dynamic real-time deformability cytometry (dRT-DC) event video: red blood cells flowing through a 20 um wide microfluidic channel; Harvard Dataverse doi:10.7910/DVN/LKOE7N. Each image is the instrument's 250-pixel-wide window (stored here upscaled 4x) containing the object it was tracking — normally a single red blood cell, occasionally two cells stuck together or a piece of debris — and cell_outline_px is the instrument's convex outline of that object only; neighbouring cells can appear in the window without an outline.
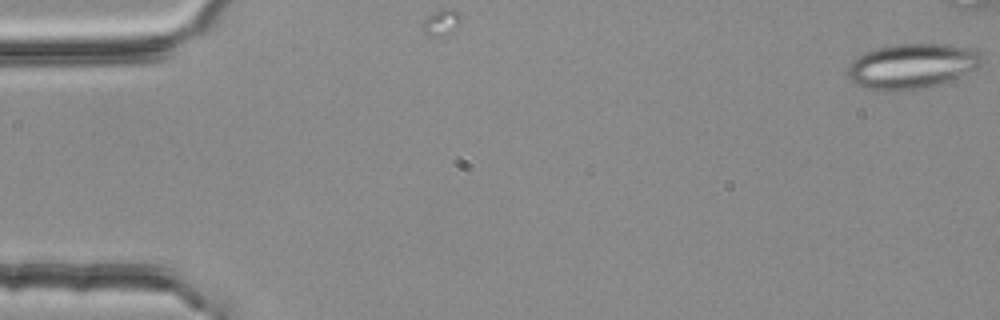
{"species": "common noctule bat (a hibernating species)", "species_latin": "Nyctalus noctula", "temperature_condition": "room temperature", "stored_images_in_passage": 4, "camera_frame_rate_fps": 3000, "um_per_image_px": 0.085, "animal": {"sex": "female", "body_mass_g": 25.1}, "frame": {"image": 1, "passage_image": 1, "time_ms": 0.0, "image_size_px": [1000, 320], "cell_outline_px": [[984, 60], [980, 68], [940, 84], [920, 88], [888, 92], [884, 92], [864, 88], [856, 84], [848, 76], [848, 68], [852, 60], [864, 52], [872, 48], [896, 44], [948, 44], [972, 48], [980, 52], [984, 56]], "centroid_in_image_um": [77.54, 5.61], "position_along_channel_um": 7.5, "area_um2": 35.78}}